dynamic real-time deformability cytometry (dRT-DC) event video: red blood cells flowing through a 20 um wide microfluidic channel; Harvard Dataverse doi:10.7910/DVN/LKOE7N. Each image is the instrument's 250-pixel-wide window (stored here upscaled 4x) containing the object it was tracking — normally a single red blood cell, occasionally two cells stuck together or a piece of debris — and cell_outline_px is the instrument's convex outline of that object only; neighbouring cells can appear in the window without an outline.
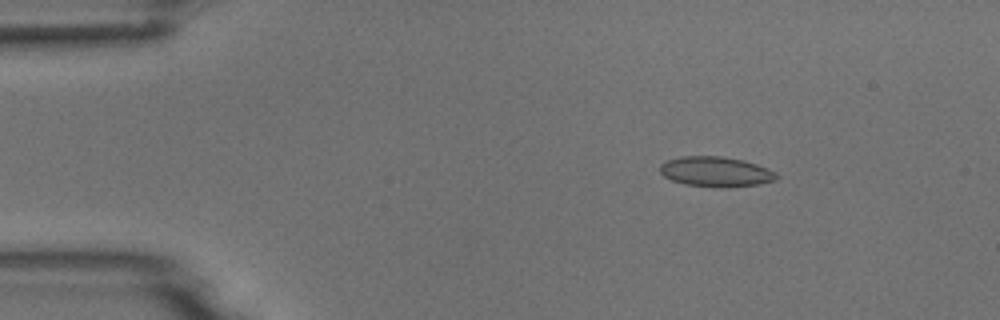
{"species": "common noctule bat (a hibernating species)", "species_latin": "Nyctalus noctula", "temperature_condition": "room temperature", "stored_images_in_passage": 6, "camera_frame_rate_fps": 3000, "um_per_image_px": 0.085, "animal": {"sex": "male", "body_mass_g": 18.8}, "frame": {"image": 1, "passage_image": 3, "time_ms": 2.333, "image_size_px": [1000, 320], "cell_outline_px": [[780, 176], [776, 180], [760, 184], [728, 188], [712, 188], [684, 184], [672, 180], [664, 176], [660, 172], [660, 164], [668, 160], [680, 156], [724, 156], [744, 160], [768, 168], [776, 172]], "centroid_in_image_um": [60.87, 14.61], "position_along_channel_um": 24.1, "area_um2": 20.87}}